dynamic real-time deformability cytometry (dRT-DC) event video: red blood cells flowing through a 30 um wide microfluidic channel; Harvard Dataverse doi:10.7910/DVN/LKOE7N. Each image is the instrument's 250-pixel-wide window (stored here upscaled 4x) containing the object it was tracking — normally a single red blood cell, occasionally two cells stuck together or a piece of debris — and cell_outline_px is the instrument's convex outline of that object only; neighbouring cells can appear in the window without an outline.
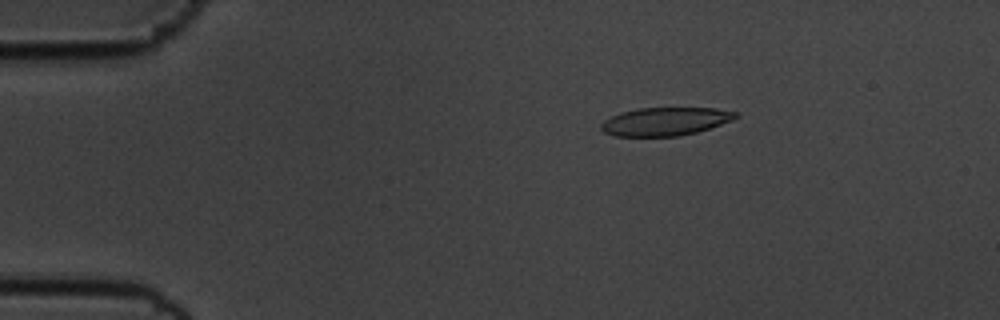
{"species": "common noctule bat (a hibernating species)", "species_latin": "Nyctalus noctula", "temperature_condition": "cold", "stored_images_in_passage": 57, "camera_frame_rate_fps": 3000, "um_per_image_px": 0.085, "animal": {"sex": "male", "body_mass_g": 19.5, "forearm_length_mm": 54.6}, "frame": {"image": 1, "passage_image": 10, "time_ms": 3.0, "image_size_px": [1000, 320], "cell_outline_px": [[736, 116], [732, 120], [696, 132], [680, 136], [616, 136], [604, 132], [600, 128], [600, 124], [604, 120], [620, 112], [640, 108], [716, 108], [736, 112]], "centroid_in_image_um": [56.5, 10.32], "position_along_channel_um": 28.5, "area_um2": 21.91}}
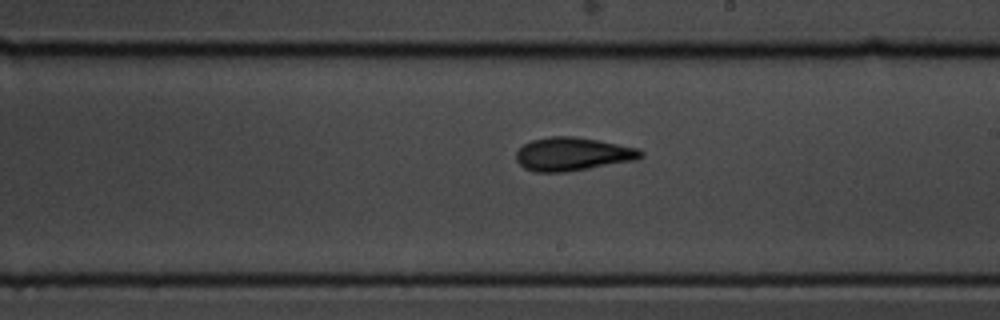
{"frame": {"image": 2, "passage_image": 33, "time_ms": 10.667, "image_size_px": [1000, 320], "cell_outline_px": [[644, 156], [636, 160], [564, 172], [536, 172], [524, 168], [516, 160], [516, 152], [524, 144], [532, 140], [552, 136], [572, 136], [596, 140], [640, 148], [644, 152]], "centroid_in_image_um": [48.69, 13.09], "position_along_channel_um": 240.3, "area_um2": 24.1}}
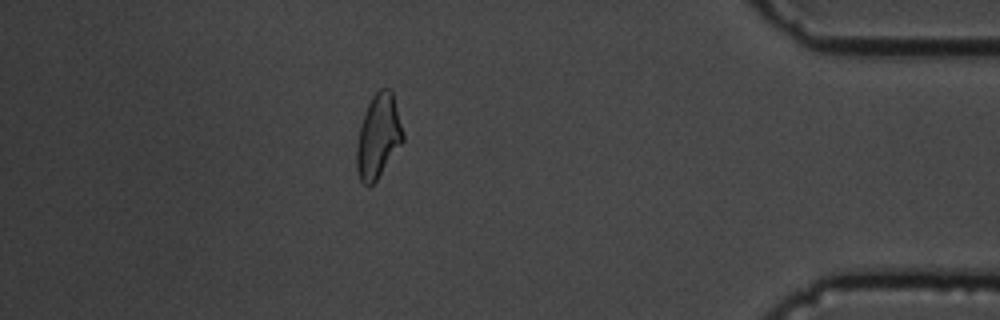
{"frame": {"image": 3, "passage_image": 50, "time_ms": 16.333, "image_size_px": [1000, 320], "cell_outline_px": [[404, 140], [376, 180], [368, 188], [360, 180], [356, 172], [356, 144], [360, 128], [368, 104], [372, 96], [380, 88], [392, 88], [404, 132]], "centroid_in_image_um": [32.16, 11.58], "position_along_channel_um": 403.0, "area_um2": 22.72}, "authors_computed_cell_mechanics": {"area_um2": 22.9466, "velocity_mm_per_s": 3.5616, "shape_relaxation_time_tau1_ms": 4.0112, "shape_relaxation_time_tau2_ms": 2.7213, "deformation_change_tau1": 0.1716, "deformation_change_tau2": 0.1211}}